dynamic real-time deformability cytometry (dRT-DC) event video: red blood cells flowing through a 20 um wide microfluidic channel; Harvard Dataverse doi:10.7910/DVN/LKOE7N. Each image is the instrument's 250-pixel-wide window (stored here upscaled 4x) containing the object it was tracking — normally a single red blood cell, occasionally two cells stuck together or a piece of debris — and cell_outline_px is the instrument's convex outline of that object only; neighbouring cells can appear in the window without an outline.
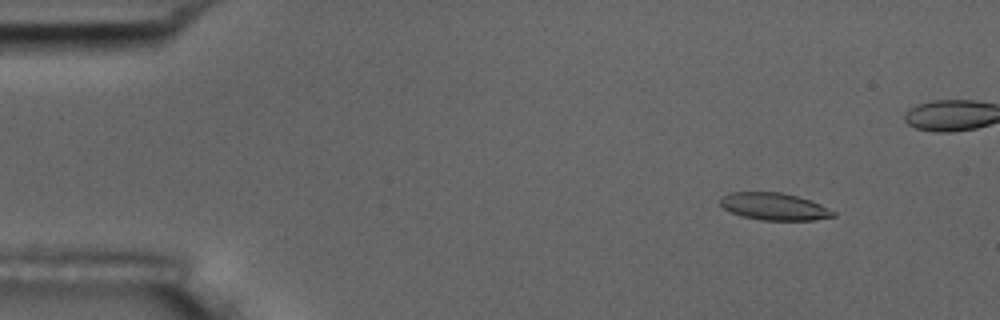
{"species": "common noctule bat (a hibernating species)", "species_latin": "Nyctalus noctula", "temperature_condition": "room temperature", "stored_images_in_passage": 5, "camera_frame_rate_fps": 3000, "um_per_image_px": 0.085, "animal": {"sex": "male", "body_mass_g": 17.5, "forearm_length_mm": 52.3}, "frame": {"image": 1, "passage_image": 1, "time_ms": 0.0, "image_size_px": [1000, 320], "cell_outline_px": [[836, 216], [812, 220], [760, 220], [744, 216], [732, 212], [724, 208], [720, 204], [720, 196], [732, 192], [780, 192], [796, 196], [820, 204], [836, 212]], "centroid_in_image_um": [65.8, 17.55], "position_along_channel_um": 19.2, "area_um2": 17.74}}